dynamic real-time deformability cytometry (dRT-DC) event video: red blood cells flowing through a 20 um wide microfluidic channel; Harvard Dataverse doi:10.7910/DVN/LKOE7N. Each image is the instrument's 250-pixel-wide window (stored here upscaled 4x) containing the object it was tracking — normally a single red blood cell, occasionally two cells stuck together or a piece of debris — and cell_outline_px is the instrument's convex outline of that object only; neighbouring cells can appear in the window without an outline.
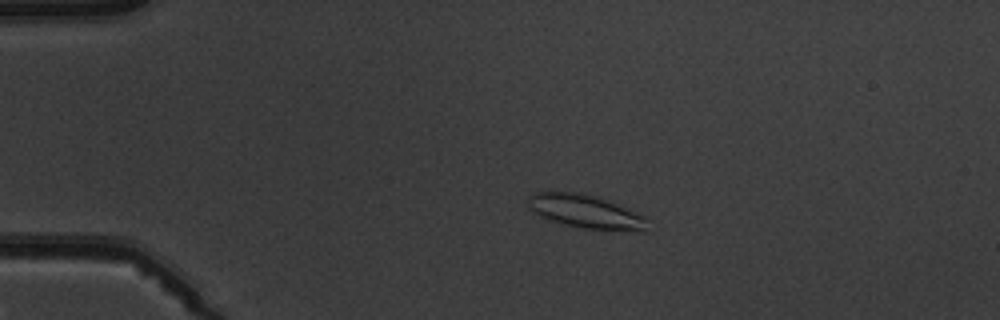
{"species": "common noctule bat (a hibernating species)", "species_latin": "Nyctalus noctula", "temperature_condition": "warm", "stored_images_in_passage": 6, "camera_frame_rate_fps": 3000, "um_per_image_px": 0.085, "animal": {"sex": "male", "body_mass_g": 19.5, "forearm_length_mm": 54.6}, "frame": {"image": 1, "passage_image": 4, "time_ms": 3.333, "image_size_px": [1000, 320], "cell_outline_px": [[652, 220], [648, 232], [604, 232], [576, 228], [548, 220], [532, 212], [528, 208], [528, 196], [536, 192], [580, 192], [596, 196], [608, 200], [644, 216]], "centroid_in_image_um": [49.88, 18.05], "position_along_channel_um": 35.1, "area_um2": 24.62}}
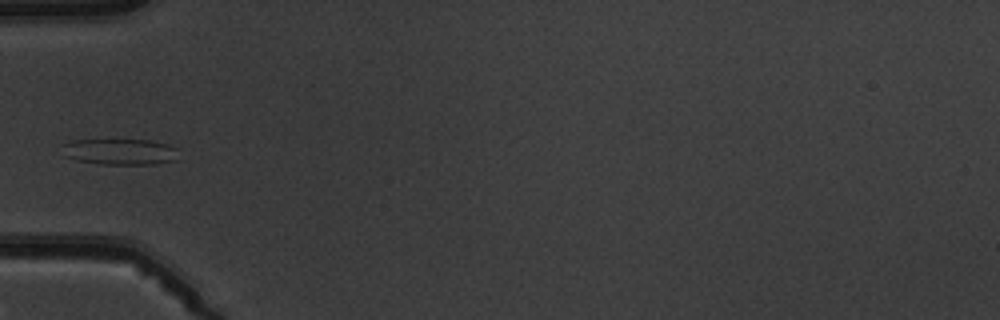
{"frame": {"image": 2, "passage_image": 6, "time_ms": 5.667, "image_size_px": [1000, 320], "cell_outline_px": [[176, 160], [156, 164], [100, 164], [76, 160], [64, 156], [60, 144], [72, 140], [152, 140], [168, 144], [176, 148]], "centroid_in_image_um": [10.15, 12.89], "position_along_channel_um": 74.8, "area_um2": 17.8}}